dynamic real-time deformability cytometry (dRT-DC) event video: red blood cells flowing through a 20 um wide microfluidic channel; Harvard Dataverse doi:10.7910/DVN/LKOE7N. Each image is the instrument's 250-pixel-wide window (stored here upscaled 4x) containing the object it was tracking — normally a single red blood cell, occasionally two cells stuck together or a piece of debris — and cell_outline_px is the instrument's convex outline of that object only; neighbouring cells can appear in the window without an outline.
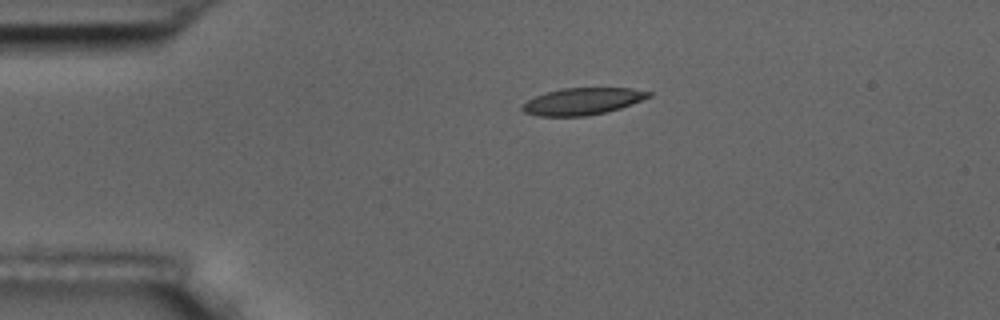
{"species": "common noctule bat (a hibernating species)", "species_latin": "Nyctalus noctula", "temperature_condition": "room temperature", "stored_images_in_passage": 2, "camera_frame_rate_fps": 3000, "um_per_image_px": 0.085, "animal": {"sex": "male", "body_mass_g": 17.5, "forearm_length_mm": 52.3}, "frame": {"image": 1, "passage_image": 1, "time_ms": 0.0, "image_size_px": [1000, 320], "cell_outline_px": [[652, 96], [632, 104], [608, 112], [588, 116], [536, 116], [524, 112], [520, 108], [520, 104], [536, 96], [560, 88], [632, 88], [652, 92]], "centroid_in_image_um": [49.51, 8.62], "position_along_channel_um": 35.5, "area_um2": 20.0}}